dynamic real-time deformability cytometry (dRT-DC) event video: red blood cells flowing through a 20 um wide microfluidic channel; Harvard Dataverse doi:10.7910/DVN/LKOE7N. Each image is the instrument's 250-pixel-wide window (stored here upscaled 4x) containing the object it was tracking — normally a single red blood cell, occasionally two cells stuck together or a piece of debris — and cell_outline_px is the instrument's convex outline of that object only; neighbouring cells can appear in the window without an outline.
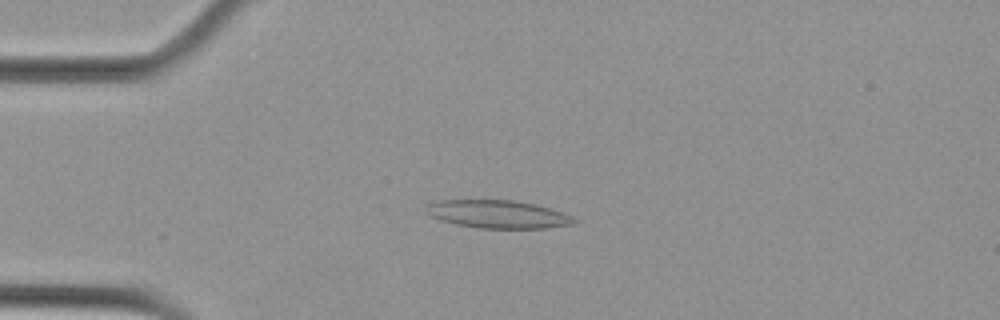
{"species": "Egyptian fruit bat (a non-hibernating species)", "species_latin": "Rousettus aegyptiacus", "temperature_condition": "cold", "stored_images_in_passage": 5, "camera_frame_rate_fps": 3000, "um_per_image_px": 0.085, "animal": {"sex": "female"}, "frame": {"image": 1, "passage_image": 4, "time_ms": 1.0, "image_size_px": [1000, 320], "cell_outline_px": [[580, 220], [572, 224], [544, 228], [480, 228], [456, 224], [440, 220], [432, 216], [428, 212], [428, 204], [440, 200], [512, 200], [536, 204], [564, 212]], "centroid_in_image_um": [42.39, 18.2], "position_along_channel_um": 42.6, "area_um2": 23.99}}